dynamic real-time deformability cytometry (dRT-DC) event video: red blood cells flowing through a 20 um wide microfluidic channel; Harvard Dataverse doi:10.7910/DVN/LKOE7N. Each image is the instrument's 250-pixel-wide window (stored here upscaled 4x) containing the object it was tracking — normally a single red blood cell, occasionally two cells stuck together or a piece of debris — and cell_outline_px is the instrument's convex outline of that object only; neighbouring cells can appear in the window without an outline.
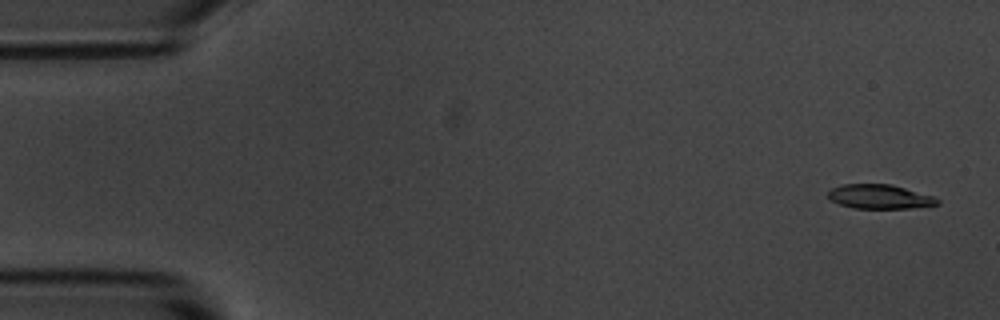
{"species": "common noctule bat (a hibernating species)", "species_latin": "Nyctalus noctula", "temperature_condition": "room temperature", "stored_images_in_passage": 55, "camera_frame_rate_fps": 3000, "um_per_image_px": 0.085, "animal": {"sex": "male", "body_mass_g": 20.1, "forearm_length_mm": 53.5}, "frame": {"image": 1, "passage_image": 2, "time_ms": 0.333, "image_size_px": [1000, 320], "cell_outline_px": [[940, 204], [912, 208], [852, 208], [840, 204], [832, 200], [828, 196], [828, 192], [832, 188], [840, 184], [892, 184], [932, 196], [940, 200]], "centroid_in_image_um": [74.77, 16.71], "position_along_channel_um": 10.2, "area_um2": 15.37}}
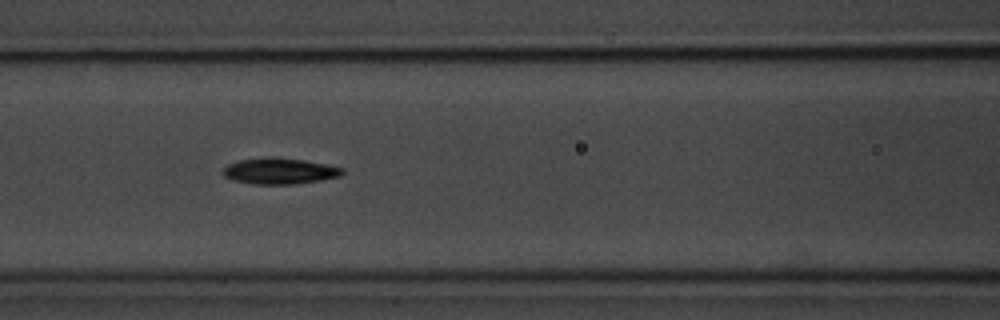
{"frame": {"image": 2, "passage_image": 23, "time_ms": 7.333, "image_size_px": [1000, 320], "cell_outline_px": [[344, 172], [340, 176], [320, 180], [292, 184], [252, 184], [232, 180], [224, 176], [224, 168], [228, 164], [240, 160], [304, 160], [344, 168]], "centroid_in_image_um": [23.79, 14.59], "position_along_channel_um": 142.8, "area_um2": 17.11}}
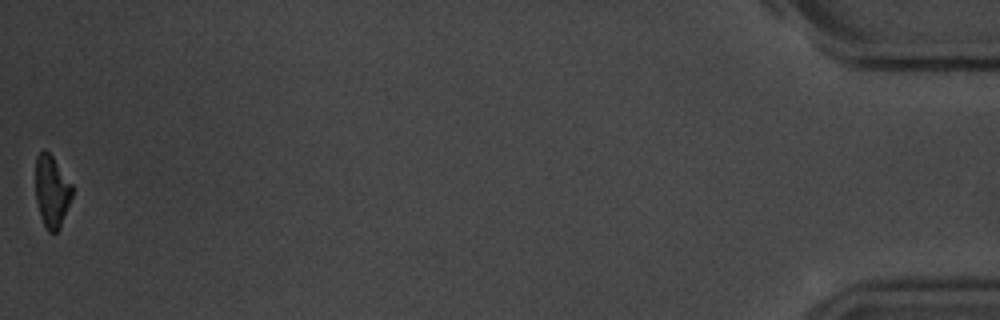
{"frame": {"image": 3, "passage_image": 55, "time_ms": 18.0, "image_size_px": [1000, 320], "cell_outline_px": [[72, 196], [60, 228], [52, 236], [48, 232], [40, 216], [36, 200], [36, 156], [44, 148], [52, 156], [72, 184]], "centroid_in_image_um": [4.4, 16.29], "position_along_channel_um": 430.8, "area_um2": 15.37}, "authors_computed_cell_mechanics": {"area_um2": 17.1666, "velocity_mm_per_s": 3.62, "shape_relaxation_time_tau1_ms": 2.4798, "shape_relaxation_time_tau2_ms": 6.5944, "deformation_change_tau1": 0.1378, "deformation_change_tau2": 0.1553}}